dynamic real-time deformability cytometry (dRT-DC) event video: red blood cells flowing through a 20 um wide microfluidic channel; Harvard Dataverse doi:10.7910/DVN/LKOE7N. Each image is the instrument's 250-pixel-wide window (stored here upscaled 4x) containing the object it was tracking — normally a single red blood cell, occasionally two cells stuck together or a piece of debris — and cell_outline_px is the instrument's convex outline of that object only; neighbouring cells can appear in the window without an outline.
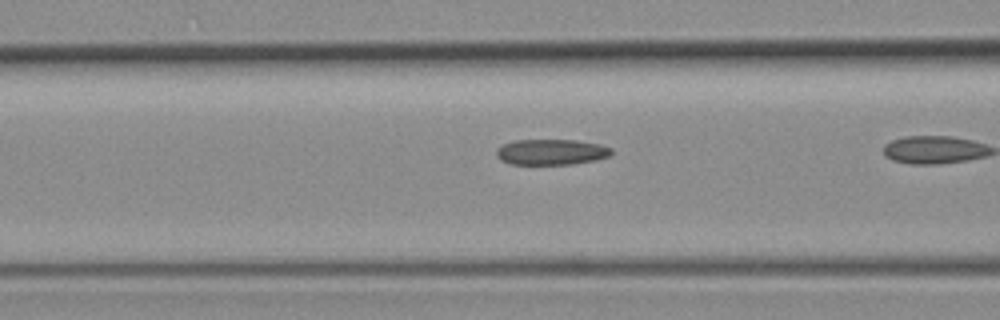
{"species": "common noctule bat (a hibernating species)", "species_latin": "Nyctalus noctula", "temperature_condition": "room temperature", "stored_images_in_passage": 10, "camera_frame_rate_fps": 3000, "um_per_image_px": 0.085, "animal": {"sex": "female", "body_mass_g": 19.3, "forearm_length_mm": 54.1}, "frame": {"image": 1, "passage_image": 6, "time_ms": 1.667, "image_size_px": [1000, 320], "cell_outline_px": [[612, 152], [608, 156], [596, 160], [572, 164], [512, 164], [500, 160], [496, 156], [496, 148], [512, 140], [576, 140], [600, 144], [612, 148]], "centroid_in_image_um": [46.84, 12.91], "position_along_channel_um": 119.8, "area_um2": 17.28}}
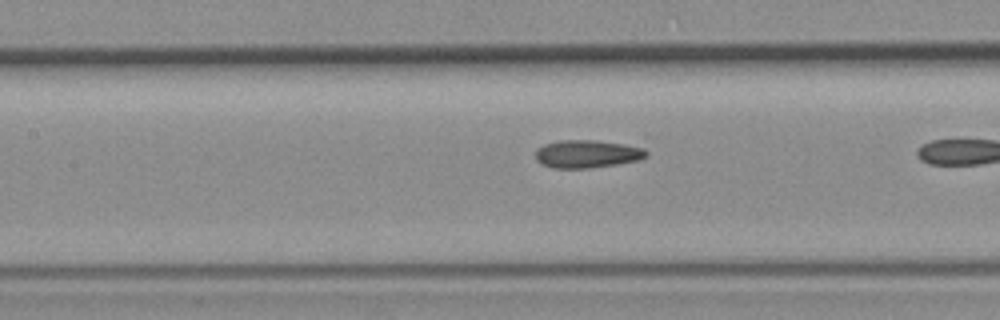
{"frame": {"image": 2, "passage_image": 9, "time_ms": 2.667, "image_size_px": [1000, 320], "cell_outline_px": [[648, 156], [640, 160], [616, 164], [588, 168], [552, 168], [540, 164], [536, 160], [536, 148], [544, 144], [560, 140], [596, 140], [624, 144], [644, 148], [648, 152]], "centroid_in_image_um": [49.89, 13.08], "position_along_channel_um": 157.5, "area_um2": 18.15}}